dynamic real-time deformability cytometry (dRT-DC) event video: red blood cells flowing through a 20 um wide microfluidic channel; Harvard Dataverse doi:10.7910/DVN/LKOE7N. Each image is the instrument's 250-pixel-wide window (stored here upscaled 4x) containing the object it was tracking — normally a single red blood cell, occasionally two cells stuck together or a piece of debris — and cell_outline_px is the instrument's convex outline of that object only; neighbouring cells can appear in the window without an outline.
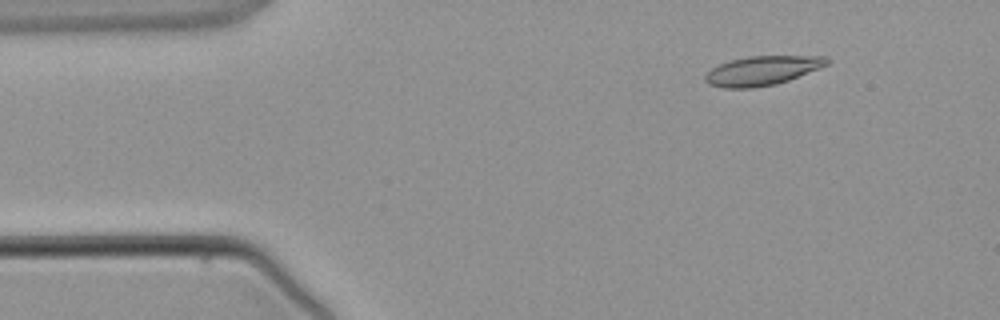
{"species": "common noctule bat (a hibernating species)", "species_latin": "Nyctalus noctula", "temperature_condition": "warm", "stored_images_in_passage": 4, "camera_frame_rate_fps": 3000, "um_per_image_px": 0.085, "animal": {"sex": "male", "body_mass_g": 21.5, "forearm_length_mm": 52.0}, "frame": {"image": 1, "passage_image": 2, "time_ms": 1.333, "image_size_px": [1000, 320], "cell_outline_px": [[832, 60], [828, 64], [820, 68], [788, 80], [776, 84], [752, 88], [724, 88], [708, 84], [704, 80], [704, 76], [712, 68], [720, 64], [732, 60], [748, 56], [828, 56]], "centroid_in_image_um": [64.81, 6.0], "position_along_channel_um": 20.2, "area_um2": 20.75}}
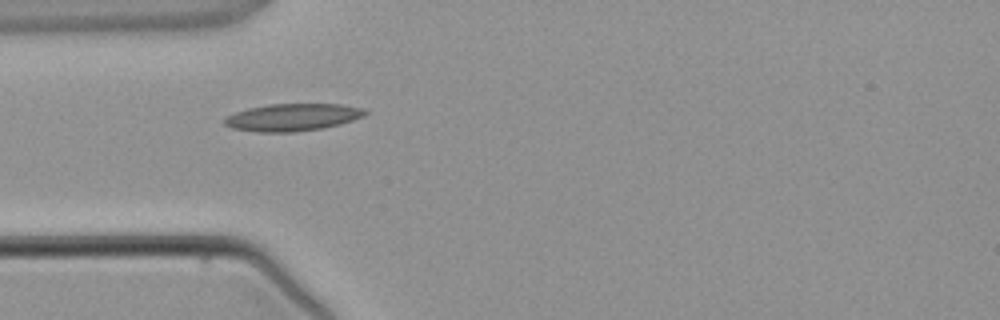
{"frame": {"image": 2, "passage_image": 4, "time_ms": 3.667, "image_size_px": [1000, 320], "cell_outline_px": [[368, 112], [364, 116], [340, 124], [324, 128], [292, 132], [260, 132], [232, 128], [224, 124], [224, 120], [228, 116], [236, 112], [248, 108], [268, 104], [340, 104], [364, 108]], "centroid_in_image_um": [24.89, 9.96], "position_along_channel_um": 60.1, "area_um2": 22.31}}